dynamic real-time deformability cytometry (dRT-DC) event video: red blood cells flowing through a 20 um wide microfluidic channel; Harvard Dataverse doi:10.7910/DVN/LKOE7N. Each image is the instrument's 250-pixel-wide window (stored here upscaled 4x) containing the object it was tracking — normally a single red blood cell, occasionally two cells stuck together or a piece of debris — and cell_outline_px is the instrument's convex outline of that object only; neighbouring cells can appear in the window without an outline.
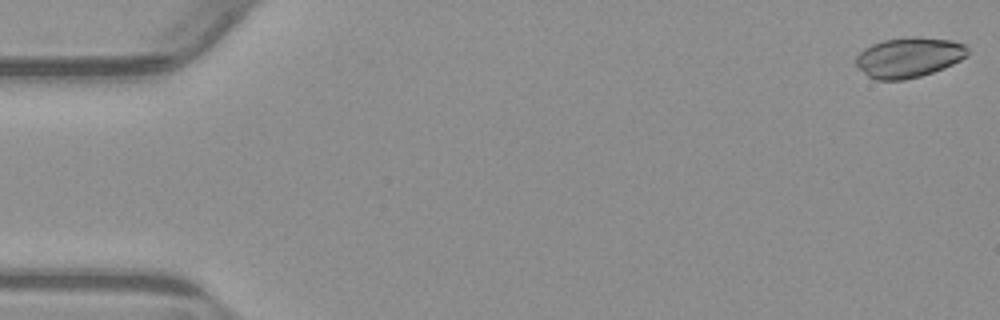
{"species": "common noctule bat (a hibernating species)", "species_latin": "Nyctalus noctula", "temperature_condition": "warm", "stored_images_in_passage": 54, "camera_frame_rate_fps": 3000, "um_per_image_px": 0.085, "animal": {"sex": "male", "body_mass_g": 23.1, "forearm_length_mm": 52.7}, "frame": {"image": 1, "passage_image": 1, "time_ms": 0.0, "image_size_px": [1000, 320], "cell_outline_px": [[968, 56], [944, 68], [920, 76], [904, 80], [876, 80], [868, 76], [856, 64], [856, 56], [864, 48], [872, 44], [884, 40], [916, 36], [952, 40], [964, 44], [968, 48]], "centroid_in_image_um": [77.27, 4.87], "position_along_channel_um": 7.7, "area_um2": 26.07}}
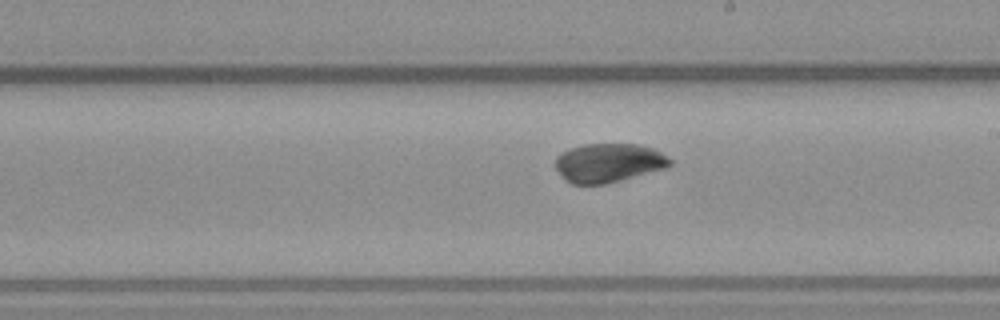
{"frame": {"image": 2, "passage_image": 31, "time_ms": 10.0, "image_size_px": [1000, 320], "cell_outline_px": [[672, 164], [664, 168], [620, 180], [604, 184], [572, 184], [564, 180], [552, 164], [556, 156], [572, 148], [584, 144], [636, 144], [652, 148], [660, 152], [672, 160]], "centroid_in_image_um": [51.67, 13.84], "position_along_channel_um": 237.3, "area_um2": 25.89}}
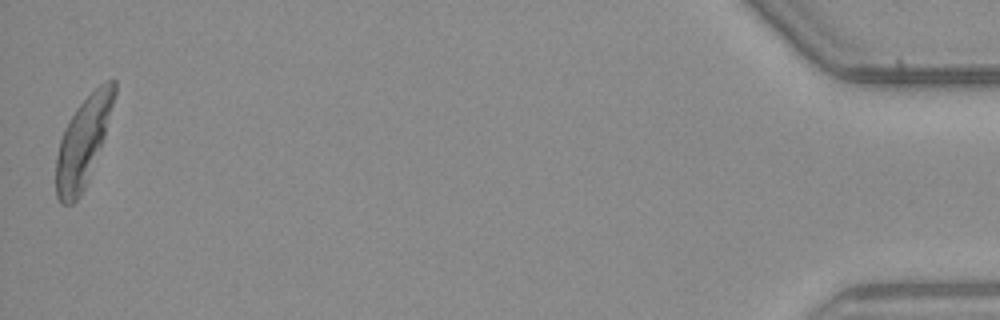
{"frame": {"image": 3, "passage_image": 54, "time_ms": 17.667, "image_size_px": [1000, 320], "cell_outline_px": [[116, 92], [104, 136], [88, 180], [80, 196], [72, 204], [60, 204], [56, 196], [56, 156], [60, 140], [64, 128], [68, 120], [76, 108], [104, 80], [112, 76], [116, 80]], "centroid_in_image_um": [7.05, 12.05], "position_along_channel_um": 428.2, "area_um2": 29.94}, "authors_computed_cell_mechanics": {"area_um2": 27.1371, "velocity_mm_per_s": 3.8033, "shape_relaxation_time_tau1_ms": 3.8921, "shape_relaxation_time_tau2_ms": null, "deformation_change_tau1": 0.2027, "deformation_change_tau2": null}}